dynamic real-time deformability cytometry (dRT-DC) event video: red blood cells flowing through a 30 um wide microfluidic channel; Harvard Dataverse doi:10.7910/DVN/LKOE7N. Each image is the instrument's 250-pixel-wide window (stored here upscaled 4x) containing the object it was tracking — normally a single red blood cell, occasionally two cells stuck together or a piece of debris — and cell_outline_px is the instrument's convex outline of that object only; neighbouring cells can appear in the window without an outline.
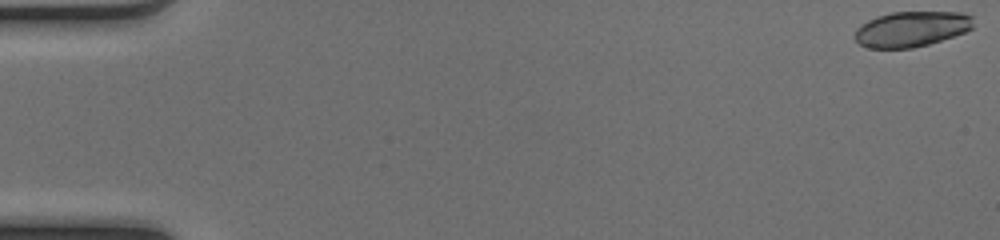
{"species": "common noctule bat (a hibernating species)", "species_latin": "Nyctalus noctula", "temperature_condition": "cold", "stored_images_in_passage": 51, "segment_of_instrument_passage": [1, 2], "camera_frame_rate_fps": 3000, "um_per_image_px": 0.085, "animal": {"sex": "female", "body_mass_g": 17.0, "forearm_length_mm": 48.0}, "frame": {"image": 1, "passage_image": 1, "time_ms": 0.0, "image_size_px": [1000, 240], "cell_outline_px": [[972, 28], [964, 32], [928, 44], [912, 48], [868, 48], [860, 44], [852, 36], [856, 28], [860, 24], [876, 16], [892, 12], [960, 12], [972, 16]], "centroid_in_image_um": [77.41, 2.46], "position_along_channel_um": 7.6, "area_um2": 24.45}}
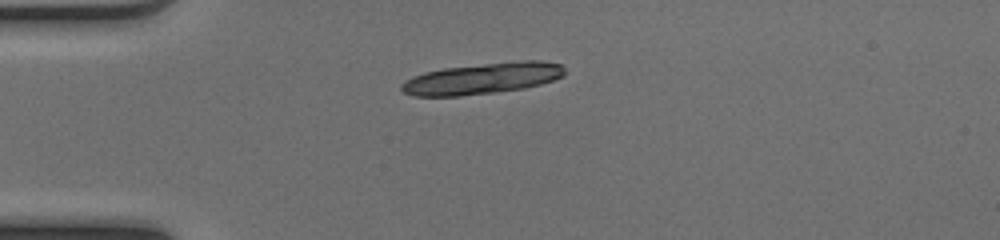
{"frame": {"image": 2, "passage_image": 14, "time_ms": 4.333, "image_size_px": [1000, 240], "cell_outline_px": [[564, 76], [540, 84], [524, 88], [496, 92], [460, 96], [412, 96], [404, 92], [400, 88], [400, 84], [412, 76], [424, 72], [444, 68], [520, 60], [540, 60], [560, 64], [564, 68]], "centroid_in_image_um": [40.98, 6.67], "position_along_channel_um": 44.0, "area_um2": 29.65}}